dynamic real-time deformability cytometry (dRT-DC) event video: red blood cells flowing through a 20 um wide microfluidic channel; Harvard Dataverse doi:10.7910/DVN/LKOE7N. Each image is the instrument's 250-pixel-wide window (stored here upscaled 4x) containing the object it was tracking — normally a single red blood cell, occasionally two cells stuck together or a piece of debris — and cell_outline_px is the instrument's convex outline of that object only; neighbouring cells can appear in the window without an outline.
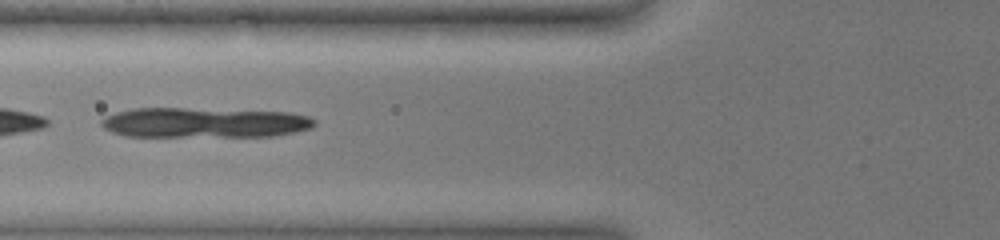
{"species": "common noctule bat (a hibernating species)", "species_latin": "Nyctalus noctula", "temperature_condition": "warm", "stored_images_in_passage": 23, "camera_frame_rate_fps": 3000, "um_per_image_px": 0.085, "animal": {"sex": "female", "body_mass_g": 19.0, "forearm_length_mm": 51.5}, "frame": {"image": 1, "passage_image": 7, "time_ms": 1.333, "image_size_px": [1000, 240], "cell_outline_px": [[316, 124], [312, 128], [296, 132], [272, 136], [124, 136], [112, 132], [104, 128], [100, 124], [100, 120], [104, 116], [116, 112], [132, 108], [184, 108], [288, 112], [308, 116], [316, 120]], "centroid_in_image_um": [17.34, 10.42], "position_along_channel_um": 108.5, "area_um2": 37.57}}